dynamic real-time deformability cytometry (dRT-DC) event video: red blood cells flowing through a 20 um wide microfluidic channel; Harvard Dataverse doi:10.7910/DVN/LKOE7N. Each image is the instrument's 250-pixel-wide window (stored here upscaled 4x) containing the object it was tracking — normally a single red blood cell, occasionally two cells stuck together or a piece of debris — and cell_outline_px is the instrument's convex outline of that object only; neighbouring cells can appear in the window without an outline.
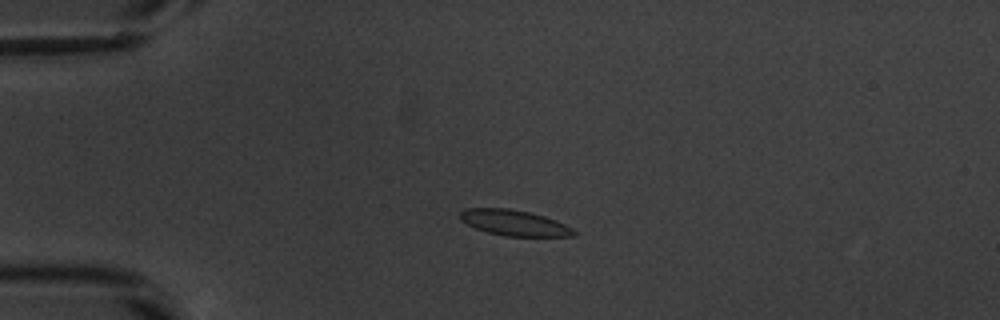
{"species": "common noctule bat (a hibernating species)", "species_latin": "Nyctalus noctula", "temperature_condition": "warm", "stored_images_in_passage": 45, "camera_frame_rate_fps": 3000, "um_per_image_px": 0.085, "animal": {"sex": "male", "body_mass_g": 20.1, "forearm_length_mm": 53.5}, "frame": {"image": 1, "passage_image": 13, "time_ms": 4.0, "image_size_px": [1000, 320], "cell_outline_px": [[576, 236], [504, 236], [488, 232], [476, 228], [460, 220], [460, 212], [464, 208], [508, 208], [528, 212], [544, 216], [556, 220], [572, 228], [576, 232]], "centroid_in_image_um": [43.7, 18.94], "position_along_channel_um": 41.3, "area_um2": 16.94}}
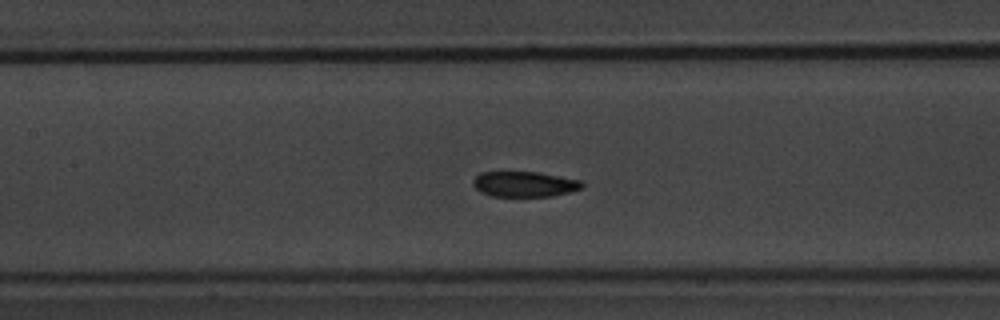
{"frame": {"image": 2, "passage_image": 25, "time_ms": 8.0, "image_size_px": [1000, 320], "cell_outline_px": [[584, 188], [552, 196], [492, 196], [480, 192], [472, 184], [472, 180], [480, 172], [536, 172], [580, 180], [584, 184]], "centroid_in_image_um": [44.56, 15.65], "position_along_channel_um": 162.8, "area_um2": 16.07}}
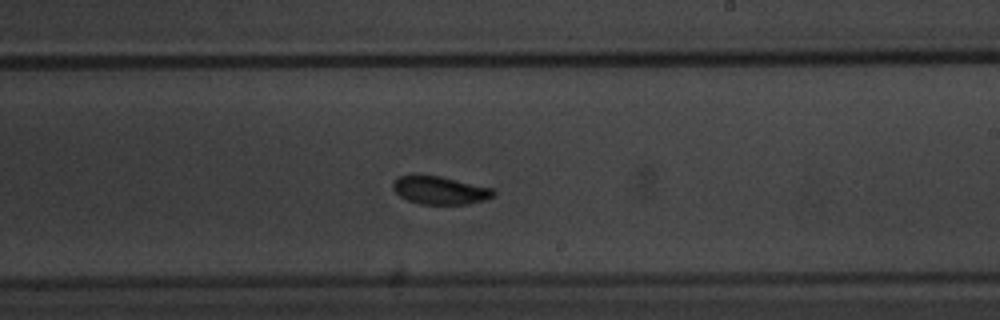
{"frame": {"image": 3, "passage_image": 32, "time_ms": 10.333, "image_size_px": [1000, 320], "cell_outline_px": [[496, 196], [484, 200], [464, 204], [420, 204], [408, 200], [400, 196], [392, 188], [392, 184], [400, 176], [440, 176], [492, 188], [496, 192]], "centroid_in_image_um": [37.43, 16.19], "position_along_channel_um": 251.6, "area_um2": 16.13}, "authors_computed_cell_mechanics": {"area_um2": 16.9932, "velocity_mm_per_s": 3.8177, "shape_relaxation_time_tau1_ms": 2.3991, "shape_relaxation_time_tau2_ms": 7.3956, "deformation_change_tau1": 0.0972, "deformation_change_tau2": 0.0687}}